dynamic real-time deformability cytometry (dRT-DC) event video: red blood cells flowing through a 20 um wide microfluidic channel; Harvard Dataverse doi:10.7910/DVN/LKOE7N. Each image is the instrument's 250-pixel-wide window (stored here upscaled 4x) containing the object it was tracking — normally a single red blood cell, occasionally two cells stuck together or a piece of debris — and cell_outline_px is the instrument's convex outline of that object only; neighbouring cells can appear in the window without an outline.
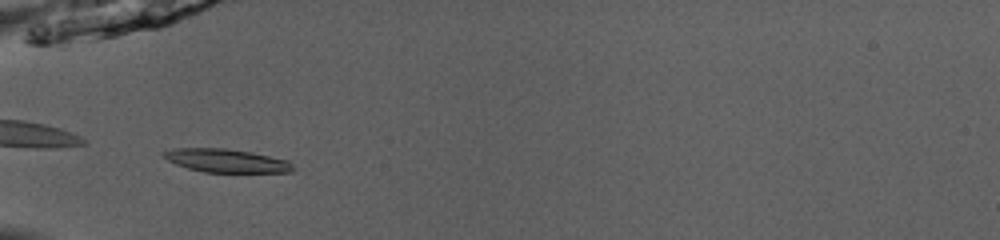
{"species": "common noctule bat (a hibernating species)", "species_latin": "Nyctalus noctula", "temperature_condition": "room temperature", "stored_images_in_passage": 38, "camera_frame_rate_fps": 3000, "um_per_image_px": 0.085, "animal": {"sex": "male", "body_mass_g": 13.0, "forearm_length_mm": 53.1}, "frame": {"image": 1, "passage_image": 6, "time_ms": 1.667, "image_size_px": [1000, 240], "cell_outline_px": [[292, 172], [204, 172], [188, 168], [176, 164], [168, 160], [160, 152], [176, 148], [228, 148], [288, 160], [292, 164]], "centroid_in_image_um": [19.2, 13.65], "position_along_channel_um": 65.8, "area_um2": 17.4}}
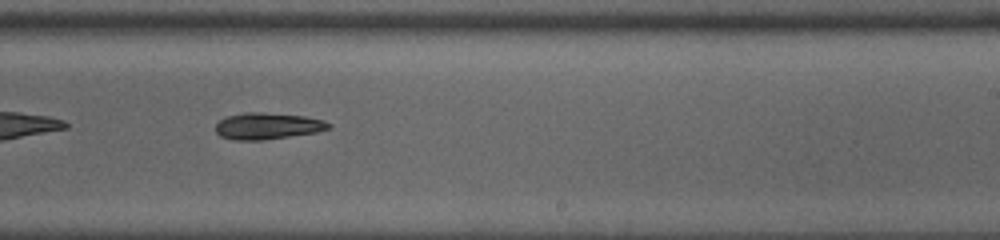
{"frame": {"image": 2, "passage_image": 21, "time_ms": 6.667, "image_size_px": [1000, 240], "cell_outline_px": [[332, 128], [316, 132], [264, 140], [236, 140], [220, 136], [216, 132], [216, 124], [224, 116], [244, 112], [260, 112], [304, 116], [324, 120], [332, 124]], "centroid_in_image_um": [22.74, 10.7], "position_along_channel_um": 266.3, "area_um2": 17.57}}
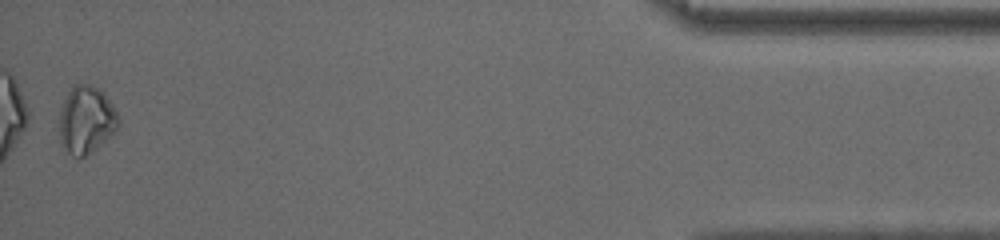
{"frame": {"image": 3, "passage_image": 38, "time_ms": 12.333, "image_size_px": [1000, 240], "cell_outline_px": [[120, 124], [116, 132], [112, 136], [92, 152], [84, 156], [72, 156], [60, 144], [60, 108], [68, 92], [76, 84], [88, 84], [100, 88], [104, 92], [112, 104], [120, 120]], "centroid_in_image_um": [7.36, 10.19], "position_along_channel_um": 427.8, "area_um2": 23.47}, "authors_computed_cell_mechanics": {"area_um2": 17.8891, "velocity_mm_per_s": 4.0683, "shape_relaxation_time_tau1_ms": 4.0405, "shape_relaxation_time_tau2_ms": null, "deformation_change_tau1": 0.1075, "deformation_change_tau2": null}}